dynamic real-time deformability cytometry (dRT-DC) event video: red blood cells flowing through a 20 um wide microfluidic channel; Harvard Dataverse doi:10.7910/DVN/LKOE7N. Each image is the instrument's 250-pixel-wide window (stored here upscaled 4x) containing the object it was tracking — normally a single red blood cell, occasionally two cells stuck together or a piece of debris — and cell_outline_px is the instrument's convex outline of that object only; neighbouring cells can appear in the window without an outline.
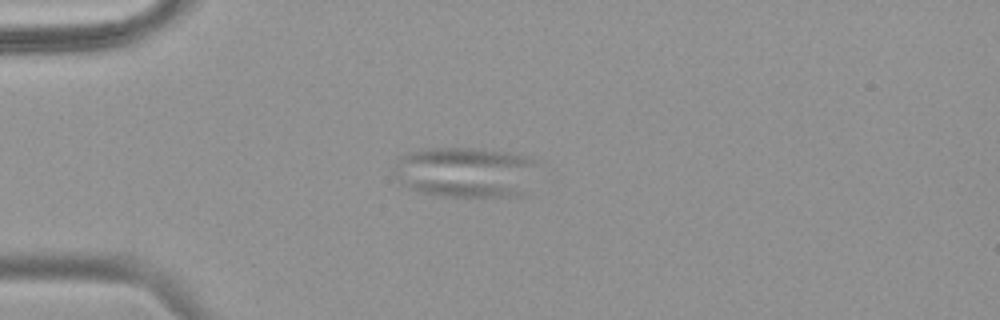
{"species": "common noctule bat (a hibernating species)", "species_latin": "Nyctalus noctula", "temperature_condition": "warm", "stored_images_in_passage": 54, "camera_frame_rate_fps": 3000, "um_per_image_px": 0.085, "animal": {"sex": "female", "body_mass_g": 18.4}, "frame": {"image": 1, "passage_image": 14, "time_ms": 4.333, "image_size_px": [1000, 320], "cell_outline_px": [[532, 164], [524, 196], [440, 196], [420, 192], [400, 184], [392, 168], [400, 156], [420, 148], [476, 148], [504, 152], [524, 156], [532, 160]], "centroid_in_image_um": [39.42, 14.63], "position_along_channel_um": 45.6, "area_um2": 41.79}}
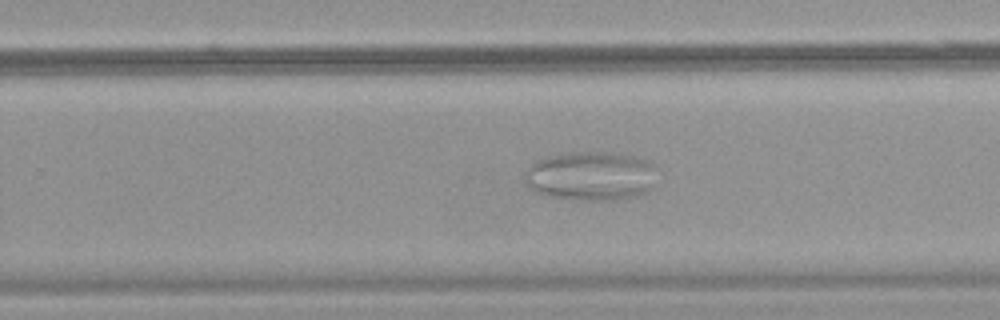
{"frame": {"image": 2, "passage_image": 35, "time_ms": 11.333, "image_size_px": [1000, 320], "cell_outline_px": [[656, 164], [652, 188], [648, 192], [640, 196], [616, 200], [572, 200], [552, 196], [536, 192], [528, 188], [524, 180], [524, 172], [532, 164], [548, 156], [568, 152], [616, 152], [636, 156], [648, 160]], "centroid_in_image_um": [50.26, 14.96], "position_along_channel_um": 279.5, "area_um2": 38.55}}